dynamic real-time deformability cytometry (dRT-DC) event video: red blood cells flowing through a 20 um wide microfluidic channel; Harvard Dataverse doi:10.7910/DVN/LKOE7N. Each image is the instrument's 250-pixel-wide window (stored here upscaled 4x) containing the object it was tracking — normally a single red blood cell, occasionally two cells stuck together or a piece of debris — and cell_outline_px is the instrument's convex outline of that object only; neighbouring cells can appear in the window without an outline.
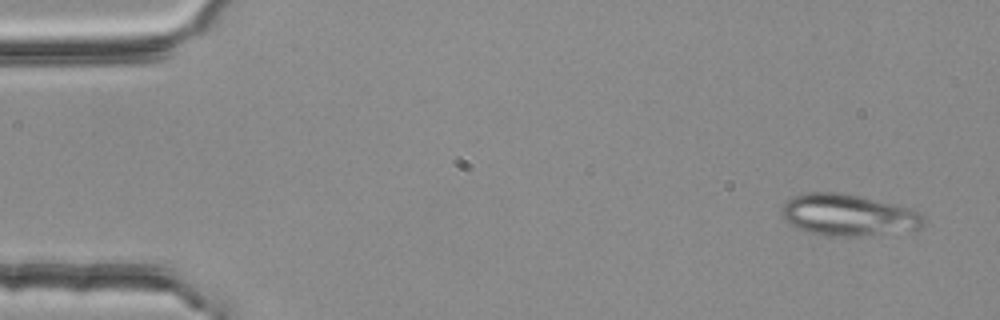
{"species": "common noctule bat (a hibernating species)", "species_latin": "Nyctalus noctula", "temperature_condition": "room temperature", "stored_images_in_passage": 3, "camera_frame_rate_fps": 3000, "um_per_image_px": 0.085, "animal": {"sex": "female", "body_mass_g": 25.1}, "frame": {"image": 1, "passage_image": 1, "time_ms": 0.0, "image_size_px": [1000, 320], "cell_outline_px": [[924, 224], [920, 228], [864, 236], [828, 236], [808, 232], [796, 228], [788, 224], [784, 220], [780, 212], [784, 200], [792, 196], [808, 192], [840, 192], [860, 196], [908, 208], [920, 212], [924, 220]], "centroid_in_image_um": [72.0, 18.27], "position_along_channel_um": 13.0, "area_um2": 34.51}}